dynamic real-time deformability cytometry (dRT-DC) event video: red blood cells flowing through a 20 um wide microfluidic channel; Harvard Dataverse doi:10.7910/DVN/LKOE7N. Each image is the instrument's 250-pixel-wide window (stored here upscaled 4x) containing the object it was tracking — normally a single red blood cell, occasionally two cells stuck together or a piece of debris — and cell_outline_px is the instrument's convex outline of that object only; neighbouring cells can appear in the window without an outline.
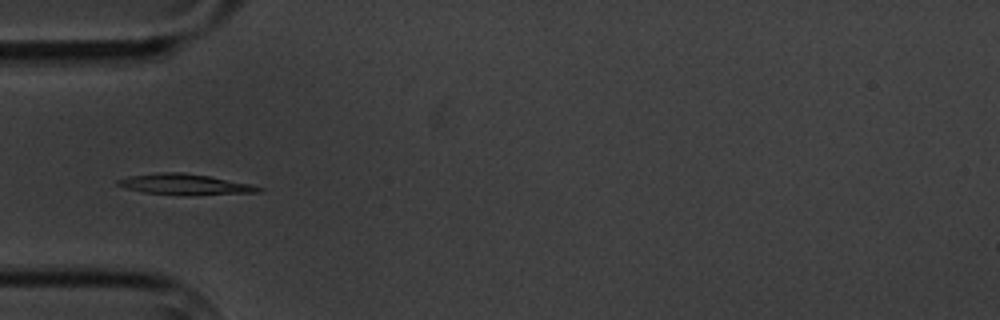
{"species": "common noctule bat (a hibernating species)", "species_latin": "Nyctalus noctula", "temperature_condition": "cold", "stored_images_in_passage": 9, "camera_frame_rate_fps": 3000, "um_per_image_px": 0.085, "animal": {"sex": "male", "body_mass_g": 20.1, "forearm_length_mm": 53.5}, "frame": {"image": 1, "passage_image": 6, "time_ms": 5.667, "image_size_px": [1000, 320], "cell_outline_px": [[264, 188], [260, 192], [192, 196], [144, 192], [128, 188], [116, 184], [116, 180], [128, 176], [160, 172], [184, 172], [208, 176], [252, 184]], "centroid_in_image_um": [15.76, 15.68], "position_along_channel_um": 69.2, "area_um2": 17.17}}
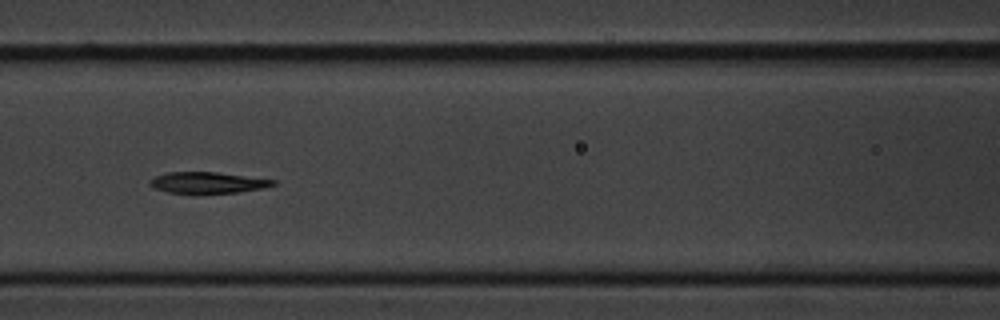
{"frame": {"image": 2, "passage_image": 8, "time_ms": 8.0, "image_size_px": [1000, 320], "cell_outline_px": [[276, 184], [264, 188], [240, 192], [168, 192], [152, 188], [148, 184], [156, 176], [168, 172], [216, 172], [276, 180]], "centroid_in_image_um": [17.67, 15.51], "position_along_channel_um": 148.9, "area_um2": 14.85}}
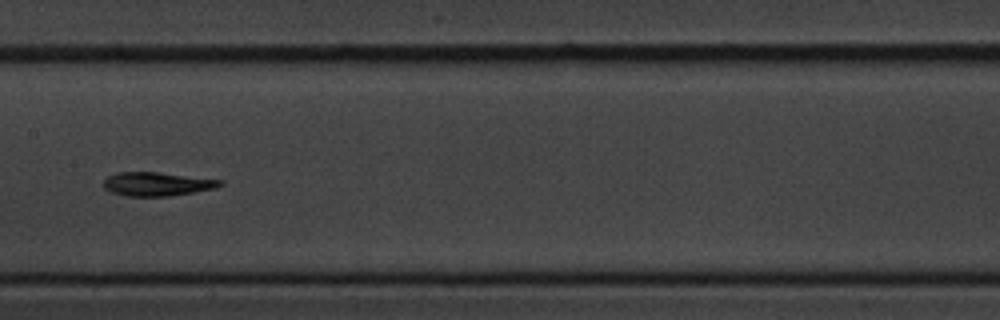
{"frame": {"image": 3, "passage_image": 9, "time_ms": 9.333, "image_size_px": [1000, 320], "cell_outline_px": [[224, 184], [216, 188], [168, 196], [128, 196], [112, 192], [104, 188], [104, 180], [108, 176], [116, 172], [156, 172], [224, 180]], "centroid_in_image_um": [13.36, 15.63], "position_along_channel_um": 194.0, "area_um2": 16.01}}